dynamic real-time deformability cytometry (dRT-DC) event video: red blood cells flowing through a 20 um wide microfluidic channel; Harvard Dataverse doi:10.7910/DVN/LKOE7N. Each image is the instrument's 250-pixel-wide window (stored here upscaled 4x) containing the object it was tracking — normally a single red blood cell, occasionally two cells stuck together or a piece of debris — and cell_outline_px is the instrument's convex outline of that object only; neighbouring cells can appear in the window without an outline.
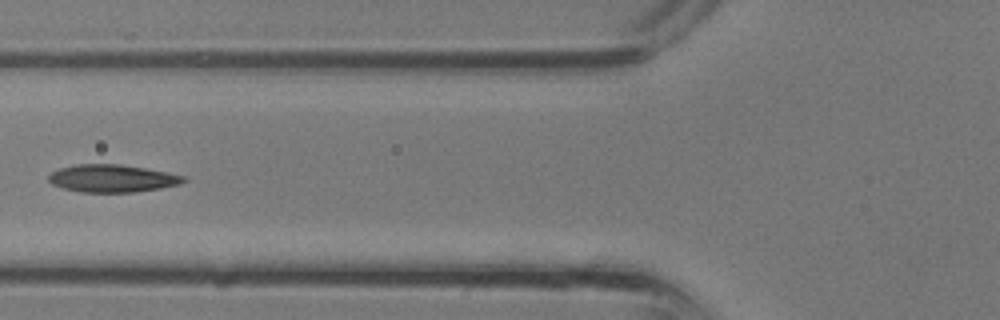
{"species": "common noctule bat (a hibernating species)", "species_latin": "Nyctalus noctula", "temperature_condition": "room temperature", "stored_images_in_passage": 26, "camera_frame_rate_fps": 3000, "um_per_image_px": 0.085, "animal": {"sex": "male", "body_mass_g": 13.3}, "frame": {"image": 1, "passage_image": 5, "time_ms": 1.333, "image_size_px": [1000, 320], "cell_outline_px": [[188, 180], [180, 184], [160, 188], [132, 192], [80, 192], [64, 188], [52, 184], [48, 180], [48, 176], [52, 172], [60, 168], [76, 164], [120, 164], [144, 168], [184, 176]], "centroid_in_image_um": [9.52, 15.16], "position_along_channel_um": 116.3, "area_um2": 21.5}}
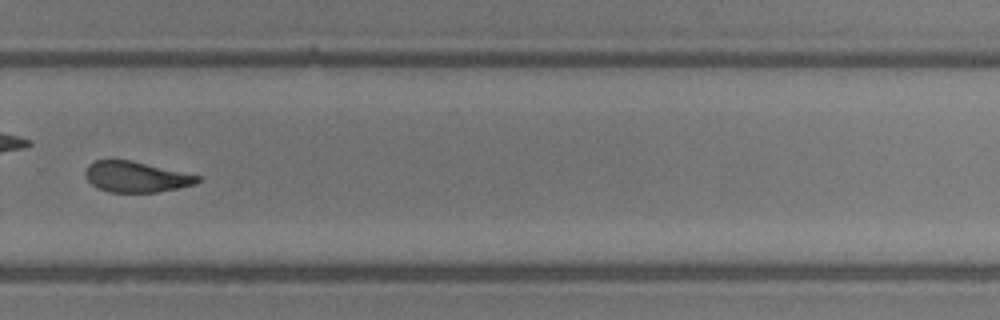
{"frame": {"image": 2, "passage_image": 15, "time_ms": 4.667, "image_size_px": [1000, 320], "cell_outline_px": [[200, 180], [196, 184], [156, 192], [108, 192], [96, 188], [88, 180], [84, 172], [88, 164], [96, 160], [132, 160], [200, 176]], "centroid_in_image_um": [11.53, 15.03], "position_along_channel_um": 318.3, "area_um2": 20.0}}